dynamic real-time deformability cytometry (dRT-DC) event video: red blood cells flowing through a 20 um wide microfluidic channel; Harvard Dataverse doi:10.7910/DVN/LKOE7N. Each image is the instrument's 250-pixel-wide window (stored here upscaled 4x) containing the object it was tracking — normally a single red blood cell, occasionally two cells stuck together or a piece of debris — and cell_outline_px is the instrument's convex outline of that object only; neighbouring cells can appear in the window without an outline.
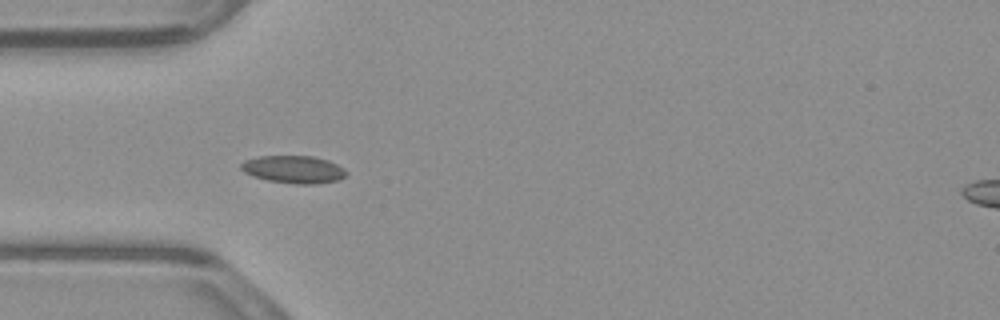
{"species": "common noctule bat (a hibernating species)", "species_latin": "Nyctalus noctula", "temperature_condition": "warm", "stored_images_in_passage": 28, "camera_frame_rate_fps": 3000, "um_per_image_px": 0.085, "animal": {"sex": "male", "body_mass_g": 23.1, "forearm_length_mm": 52.7}, "frame": {"image": 1, "passage_image": 5, "time_ms": 1.333, "image_size_px": [1000, 320], "cell_outline_px": [[348, 172], [340, 180], [316, 184], [296, 184], [268, 180], [252, 176], [244, 172], [240, 168], [240, 164], [244, 160], [256, 156], [312, 156], [328, 160], [344, 168]], "centroid_in_image_um": [24.95, 14.4], "position_along_channel_um": 60.1, "area_um2": 17.05}}
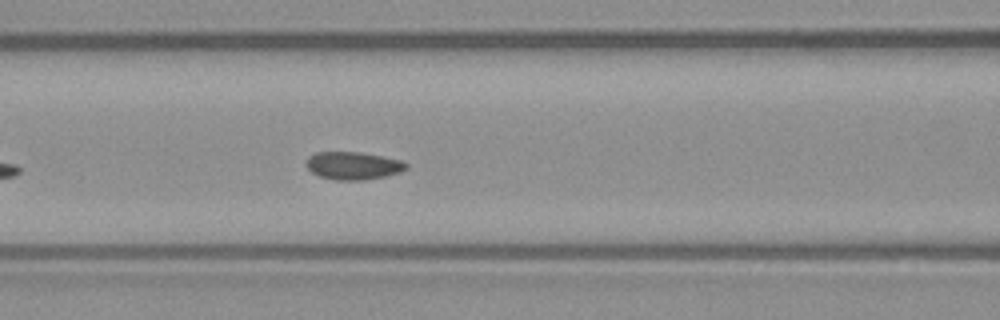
{"frame": {"image": 2, "passage_image": 11, "time_ms": 3.333, "image_size_px": [1000, 320], "cell_outline_px": [[408, 168], [400, 172], [384, 176], [364, 180], [336, 180], [320, 176], [312, 172], [308, 168], [308, 156], [316, 152], [360, 152], [400, 160], [408, 164]], "centroid_in_image_um": [30.03, 14.08], "position_along_channel_um": 136.6, "area_um2": 15.95}}
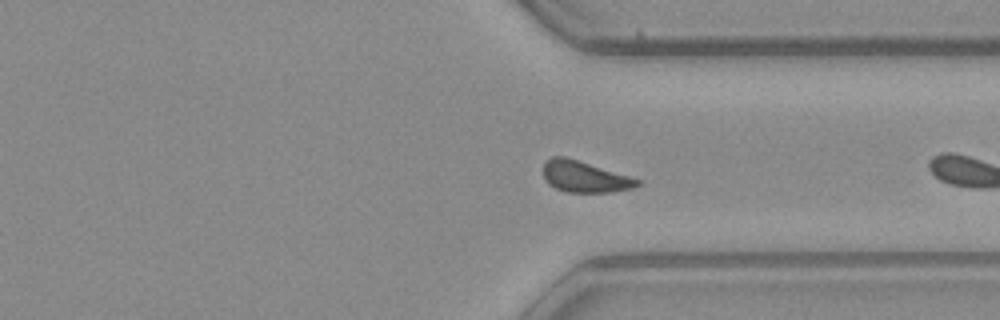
{"frame": {"image": 3, "passage_image": 26, "time_ms": 8.333, "image_size_px": [1000, 320], "cell_outline_px": [[640, 184], [632, 188], [608, 192], [568, 192], [556, 188], [548, 184], [544, 176], [544, 160], [552, 156], [564, 156], [628, 176], [640, 180]], "centroid_in_image_um": [49.64, 15.02], "position_along_channel_um": 361.8, "area_um2": 16.76}}